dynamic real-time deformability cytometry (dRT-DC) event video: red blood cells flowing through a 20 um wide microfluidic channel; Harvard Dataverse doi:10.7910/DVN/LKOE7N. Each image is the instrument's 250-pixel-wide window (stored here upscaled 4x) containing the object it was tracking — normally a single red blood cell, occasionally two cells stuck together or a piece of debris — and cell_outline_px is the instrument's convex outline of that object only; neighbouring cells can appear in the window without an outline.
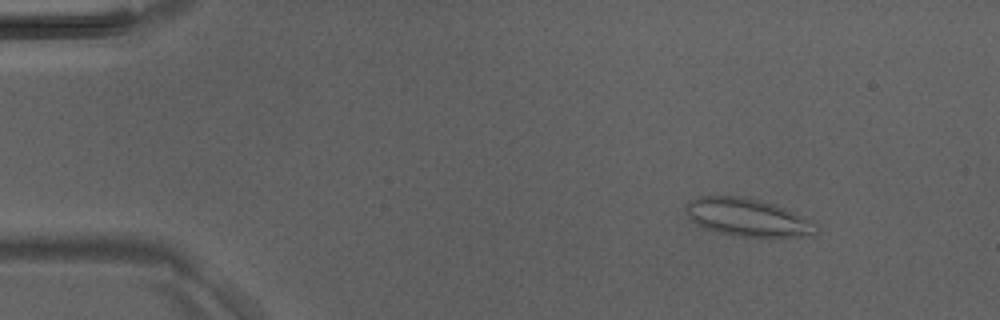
{"species": "Egyptian fruit bat (a non-hibernating species)", "species_latin": "Rousettus aegyptiacus", "temperature_condition": "room temperature", "stored_images_in_passage": 46, "camera_frame_rate_fps": 3000, "um_per_image_px": 0.085, "animal": {"sex": "male"}, "frame": {"image": 1, "passage_image": 6, "time_ms": 1.667, "image_size_px": [1000, 320], "cell_outline_px": [[820, 228], [816, 236], [736, 236], [716, 232], [704, 228], [696, 224], [684, 212], [684, 208], [692, 200], [700, 196], [736, 196], [776, 204], [816, 224]], "centroid_in_image_um": [63.53, 18.49], "position_along_channel_um": 21.5, "area_um2": 28.44}}
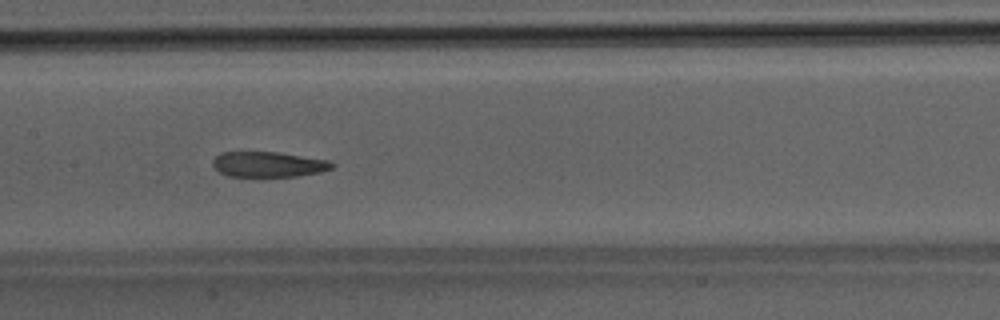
{"frame": {"image": 2, "passage_image": 23, "time_ms": 7.333, "image_size_px": [1000, 320], "cell_outline_px": [[336, 164], [332, 168], [320, 172], [296, 176], [260, 180], [228, 176], [220, 172], [212, 164], [212, 160], [220, 152], [280, 152], [328, 160]], "centroid_in_image_um": [22.79, 14.02], "position_along_channel_um": 184.6, "area_um2": 18.55}}
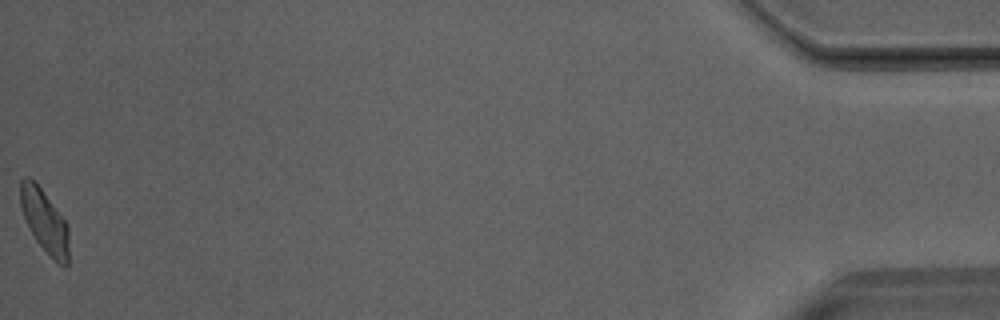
{"frame": {"image": 3, "passage_image": 46, "time_ms": 15.0, "image_size_px": [1000, 320], "cell_outline_px": [[68, 264], [64, 268], [36, 240], [24, 216], [20, 204], [20, 180], [24, 176], [28, 176], [40, 188], [68, 224]], "centroid_in_image_um": [3.79, 18.77], "position_along_channel_um": 431.4, "area_um2": 17.22}}